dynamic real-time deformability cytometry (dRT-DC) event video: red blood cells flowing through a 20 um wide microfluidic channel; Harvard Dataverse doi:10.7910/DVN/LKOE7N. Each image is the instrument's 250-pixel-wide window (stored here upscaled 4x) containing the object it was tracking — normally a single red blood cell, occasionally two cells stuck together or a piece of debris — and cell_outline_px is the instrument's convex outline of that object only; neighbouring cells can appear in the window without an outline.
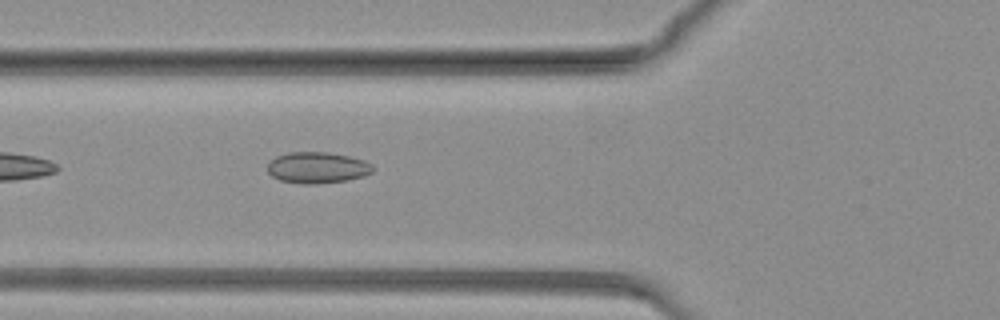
{"species": "common noctule bat (a hibernating species)", "species_latin": "Nyctalus noctula", "temperature_condition": "warm", "stored_images_in_passage": 55, "camera_frame_rate_fps": 3000, "um_per_image_px": 0.085, "animal": {"sex": "female", "body_mass_g": 19.3, "forearm_length_mm": 54.1}, "frame": {"image": 1, "passage_image": 4, "time_ms": 1.0, "image_size_px": [1000, 320], "cell_outline_px": [[372, 172], [364, 176], [348, 180], [316, 184], [304, 184], [280, 180], [272, 176], [268, 172], [268, 164], [276, 156], [288, 152], [328, 152], [348, 156], [364, 160], [372, 164]], "centroid_in_image_um": [26.97, 14.25], "position_along_channel_um": 98.8, "area_um2": 19.13}}
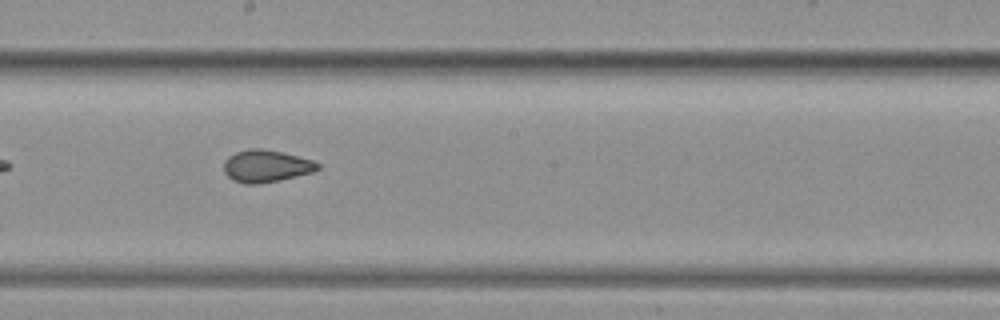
{"frame": {"image": 2, "passage_image": 19, "time_ms": 6.0, "image_size_px": [1000, 320], "cell_outline_px": [[320, 168], [312, 172], [280, 180], [260, 184], [244, 184], [232, 180], [224, 172], [224, 160], [228, 156], [236, 152], [248, 148], [260, 148], [280, 152], [312, 160], [320, 164]], "centroid_in_image_um": [22.58, 14.12], "position_along_channel_um": 225.6, "area_um2": 17.63}}
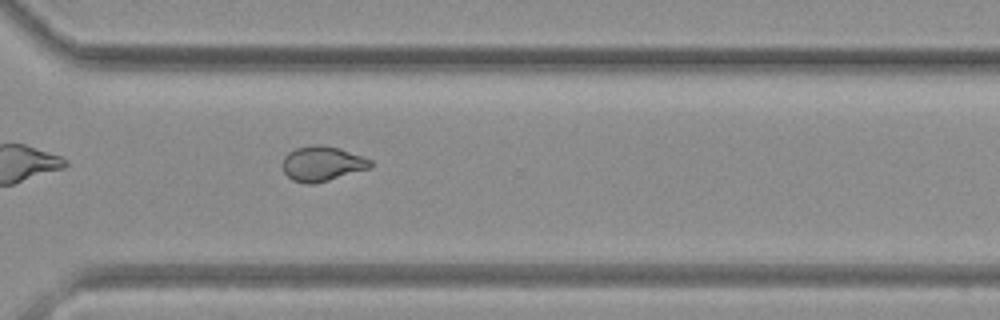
{"frame": {"image": 3, "passage_image": 33, "time_ms": 10.667, "image_size_px": [1000, 320], "cell_outline_px": [[372, 168], [316, 184], [304, 184], [292, 180], [284, 172], [284, 156], [288, 152], [296, 148], [316, 144], [336, 148], [372, 160]], "centroid_in_image_um": [27.39, 13.94], "position_along_channel_um": 343.2, "area_um2": 17.74}}